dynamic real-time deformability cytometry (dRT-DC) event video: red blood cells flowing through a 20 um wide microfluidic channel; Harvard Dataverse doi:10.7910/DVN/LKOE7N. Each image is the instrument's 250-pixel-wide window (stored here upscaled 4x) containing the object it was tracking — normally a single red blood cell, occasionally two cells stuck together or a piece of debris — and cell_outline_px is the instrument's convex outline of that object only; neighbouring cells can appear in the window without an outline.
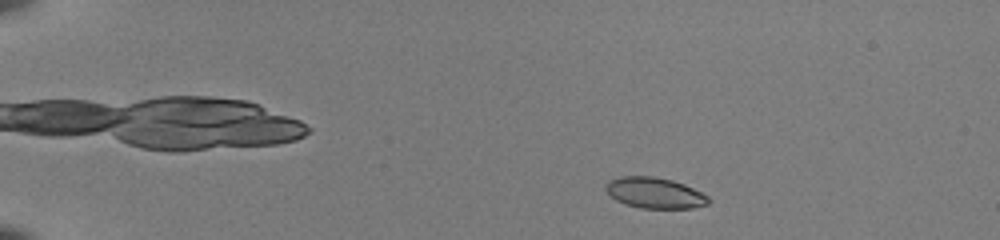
{"species": "common noctule bat (a hibernating species)", "species_latin": "Nyctalus noctula", "temperature_condition": "room temperature", "stored_images_in_passage": 48, "camera_frame_rate_fps": 3000, "um_per_image_px": 0.085, "animal": {"sex": "female", "body_mass_g": 22.0, "forearm_length_mm": 56.7}, "frame": {"image": 1, "passage_image": 5, "time_ms": 1.333, "image_size_px": [1000, 240], "cell_outline_px": [[712, 200], [708, 204], [692, 208], [640, 208], [624, 204], [616, 200], [604, 188], [608, 180], [620, 176], [652, 176], [672, 180], [684, 184], [708, 196]], "centroid_in_image_um": [55.64, 16.39], "position_along_channel_um": 29.4, "area_um2": 18.5}}
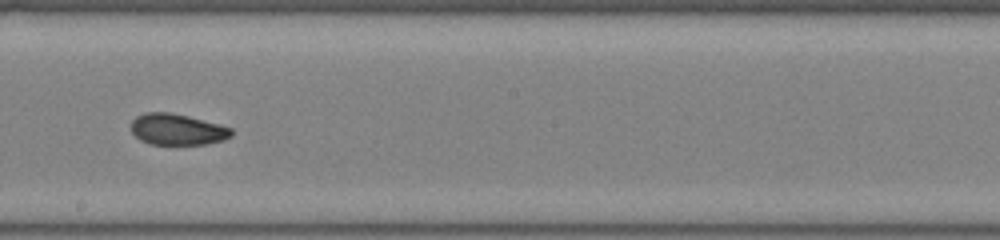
{"frame": {"image": 2, "passage_image": 28, "time_ms": 9.0, "image_size_px": [1000, 240], "cell_outline_px": [[232, 136], [224, 140], [204, 144], [148, 144], [140, 140], [132, 132], [132, 120], [136, 116], [148, 112], [168, 112], [188, 116], [220, 124], [232, 128]], "centroid_in_image_um": [15.08, 11.0], "position_along_channel_um": 233.1, "area_um2": 18.21}}
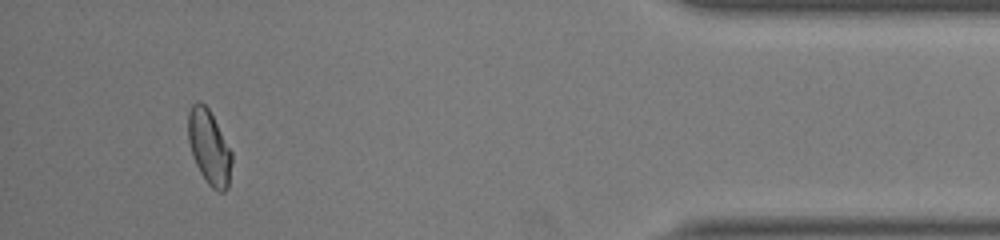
{"frame": {"image": 3, "passage_image": 45, "time_ms": 14.667, "image_size_px": [1000, 240], "cell_outline_px": [[232, 160], [228, 188], [224, 192], [220, 192], [212, 188], [208, 184], [200, 172], [192, 156], [188, 140], [188, 112], [192, 104], [196, 100], [200, 100], [208, 108], [232, 152]], "centroid_in_image_um": [17.77, 12.52], "position_along_channel_um": 417.4, "area_um2": 18.96}, "authors_computed_cell_mechanics": {"area_um2": 18.4671, "velocity_mm_per_s": 4.0239, "shape_relaxation_time_tau1_ms": null, "shape_relaxation_time_tau2_ms": 1.6781, "deformation_change_tau1": null, "deformation_change_tau2": 0.0702}}